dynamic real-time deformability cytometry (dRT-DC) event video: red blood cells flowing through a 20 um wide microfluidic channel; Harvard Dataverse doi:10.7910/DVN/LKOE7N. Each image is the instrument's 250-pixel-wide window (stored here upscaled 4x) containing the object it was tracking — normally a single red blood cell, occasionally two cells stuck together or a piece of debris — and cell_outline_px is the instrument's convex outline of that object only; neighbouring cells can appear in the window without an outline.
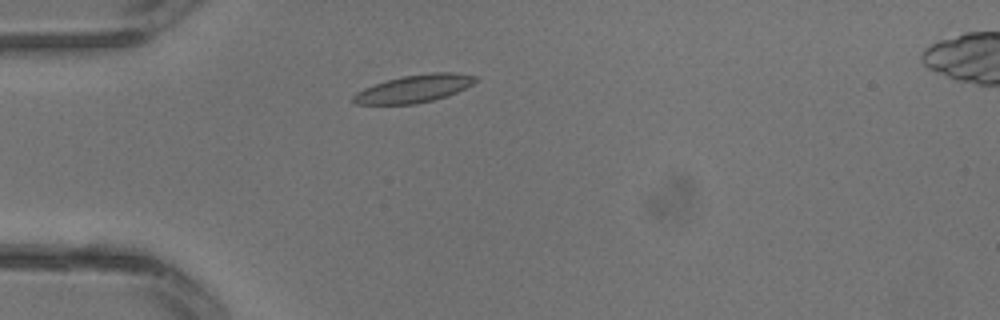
{"species": "common noctule bat (a hibernating species)", "species_latin": "Nyctalus noctula", "temperature_condition": "warm", "stored_images_in_passage": 2, "camera_frame_rate_fps": 3000, "um_per_image_px": 0.085, "animal": {"sex": "male", "body_mass_g": 13.3}, "frame": {"image": 1, "passage_image": 2, "time_ms": 0.333, "image_size_px": [1000, 320], "cell_outline_px": [[480, 80], [448, 96], [416, 104], [356, 104], [352, 100], [352, 96], [356, 92], [364, 88], [388, 80], [404, 76], [432, 72], [456, 72], [476, 76]], "centroid_in_image_um": [35.23, 7.53], "position_along_channel_um": 49.8, "area_um2": 19.59}}